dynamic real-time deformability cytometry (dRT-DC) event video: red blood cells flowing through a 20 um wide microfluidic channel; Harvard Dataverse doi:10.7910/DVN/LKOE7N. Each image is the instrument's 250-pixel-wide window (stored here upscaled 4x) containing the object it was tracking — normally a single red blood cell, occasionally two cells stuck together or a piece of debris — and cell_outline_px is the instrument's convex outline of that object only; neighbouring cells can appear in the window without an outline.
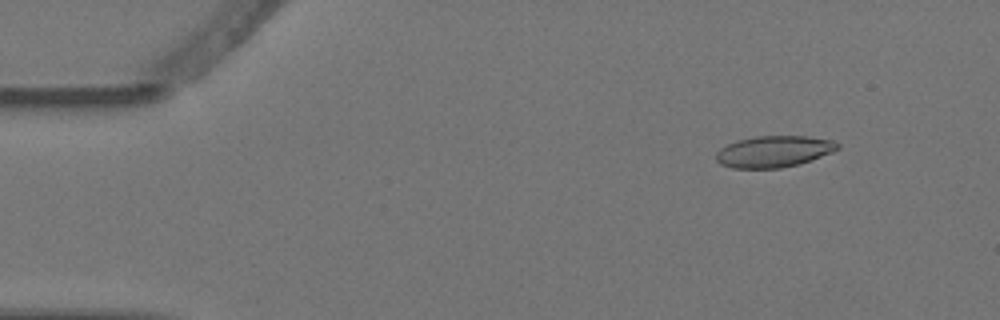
{"species": "Egyptian fruit bat (a non-hibernating species)", "species_latin": "Rousettus aegyptiacus", "temperature_condition": "warm", "stored_images_in_passage": 4, "camera_frame_rate_fps": 3000, "um_per_image_px": 0.085, "animal": {"sex": "female"}, "frame": {"image": 1, "passage_image": 2, "time_ms": 0.333, "image_size_px": [1000, 320], "cell_outline_px": [[840, 148], [832, 152], [800, 164], [780, 168], [732, 168], [720, 164], [716, 160], [716, 152], [720, 148], [728, 144], [740, 140], [756, 136], [808, 136], [832, 140], [840, 144]], "centroid_in_image_um": [65.79, 12.88], "position_along_channel_um": 19.2, "area_um2": 22.25}}